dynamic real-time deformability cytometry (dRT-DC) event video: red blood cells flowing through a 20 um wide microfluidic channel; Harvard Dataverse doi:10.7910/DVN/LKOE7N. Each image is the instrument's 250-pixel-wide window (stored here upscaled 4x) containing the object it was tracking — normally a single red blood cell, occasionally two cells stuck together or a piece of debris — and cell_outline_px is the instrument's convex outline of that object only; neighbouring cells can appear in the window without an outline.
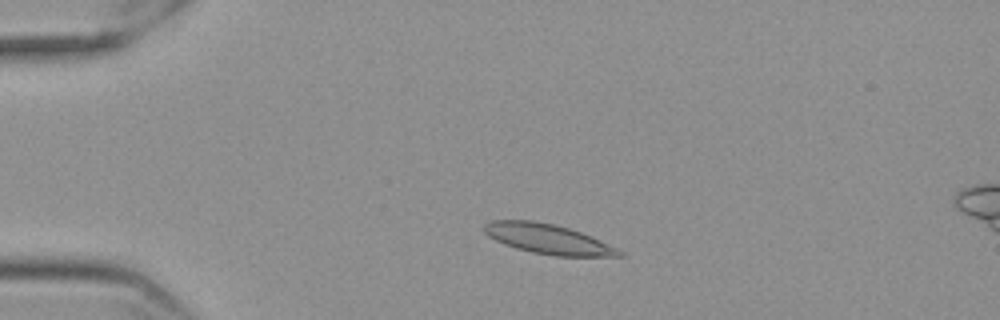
{"species": "Egyptian fruit bat (a non-hibernating species)", "species_latin": "Rousettus aegyptiacus", "temperature_condition": "cold", "stored_images_in_passage": 53, "camera_frame_rate_fps": 3000, "um_per_image_px": 0.085, "frame": {"image": 1, "passage_image": 9, "time_ms": 2.667, "image_size_px": [1000, 320], "cell_outline_px": [[624, 256], [556, 256], [532, 252], [516, 248], [504, 244], [488, 236], [484, 232], [484, 224], [492, 220], [532, 220], [552, 224], [568, 228], [580, 232], [616, 248], [624, 252]], "centroid_in_image_um": [46.53, 20.31], "position_along_channel_um": 38.5, "area_um2": 23.12}}
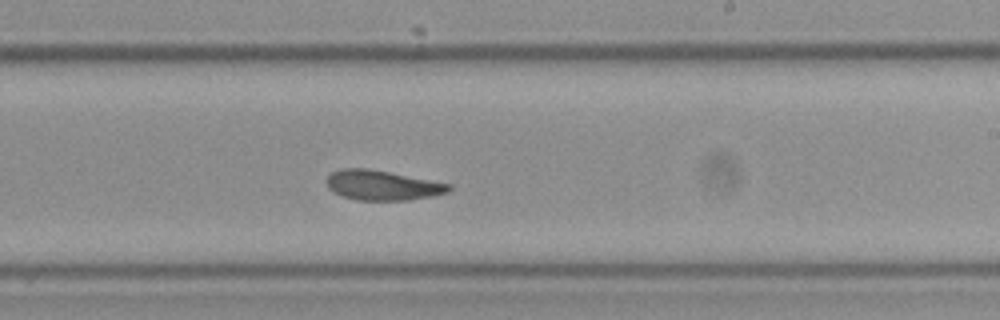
{"frame": {"image": 2, "passage_image": 31, "time_ms": 10.0, "image_size_px": [1000, 320], "cell_outline_px": [[452, 188], [448, 192], [432, 196], [408, 200], [356, 200], [340, 196], [332, 192], [328, 188], [324, 180], [332, 172], [340, 168], [368, 168], [452, 184]], "centroid_in_image_um": [32.45, 15.75], "position_along_channel_um": 256.6, "area_um2": 21.5}}
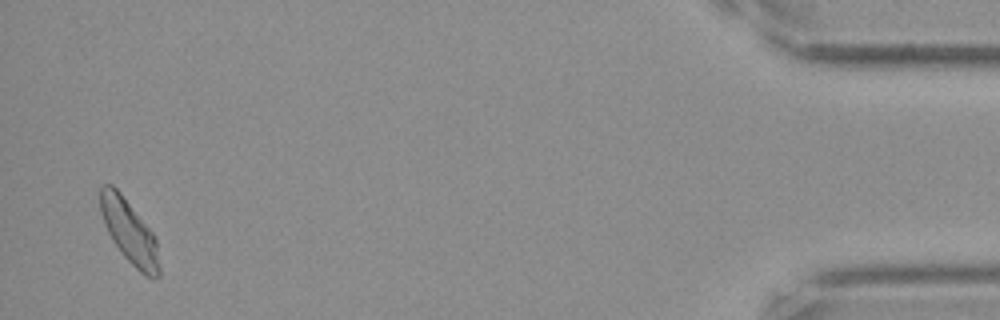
{"frame": {"image": 3, "passage_image": 52, "time_ms": 17.0, "image_size_px": [1000, 320], "cell_outline_px": [[160, 276], [156, 280], [152, 280], [144, 276], [124, 256], [112, 240], [104, 224], [100, 212], [100, 188], [104, 184], [112, 184], [120, 192], [152, 232], [156, 240], [160, 268]], "centroid_in_image_um": [11.0, 19.73], "position_along_channel_um": 424.2, "area_um2": 21.79}, "authors_computed_cell_mechanics": {"area_um2": 22.0218, "velocity_mm_per_s": 3.52, "shape_relaxation_time_tau1_ms": 8.9522, "shape_relaxation_time_tau2_ms": 3.3737, "deformation_change_tau1": 0.1597, "deformation_change_tau2": 0.0833}}